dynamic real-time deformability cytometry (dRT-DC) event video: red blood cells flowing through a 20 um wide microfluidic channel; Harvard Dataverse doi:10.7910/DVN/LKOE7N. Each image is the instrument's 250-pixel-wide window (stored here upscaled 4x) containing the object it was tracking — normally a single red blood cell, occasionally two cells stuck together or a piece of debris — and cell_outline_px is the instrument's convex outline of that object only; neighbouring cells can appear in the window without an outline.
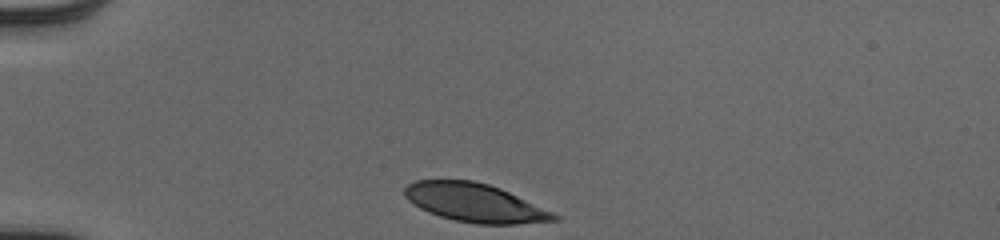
{"species": "human", "species_latin": "Homo sapiens", "temperature_condition": "cold", "stored_images_in_passage": 31, "camera_frame_rate_fps": 3000, "um_per_image_px": 0.085, "donor": {"sex": "male"}, "frame": {"image": 1, "passage_image": 1, "time_ms": 0.0, "image_size_px": [1000, 240], "cell_outline_px": [[560, 220], [516, 224], [476, 224], [456, 220], [440, 216], [428, 212], [420, 208], [408, 200], [404, 196], [404, 188], [408, 184], [416, 180], [472, 180], [488, 184], [500, 188], [552, 212], [560, 216]], "centroid_in_image_um": [40.34, 17.23], "position_along_channel_um": 44.7, "area_um2": 33.29}}
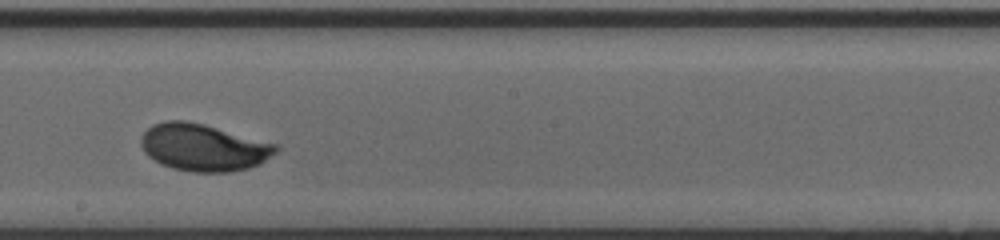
{"frame": {"image": 2, "passage_image": 18, "time_ms": 5.667, "image_size_px": [1000, 240], "cell_outline_px": [[280, 148], [276, 152], [260, 164], [248, 168], [232, 172], [192, 172], [172, 168], [160, 164], [148, 156], [144, 152], [140, 144], [140, 136], [152, 124], [164, 120], [184, 120], [204, 124], [276, 144]], "centroid_in_image_um": [17.25, 12.53], "position_along_channel_um": 230.9, "area_um2": 37.17}}
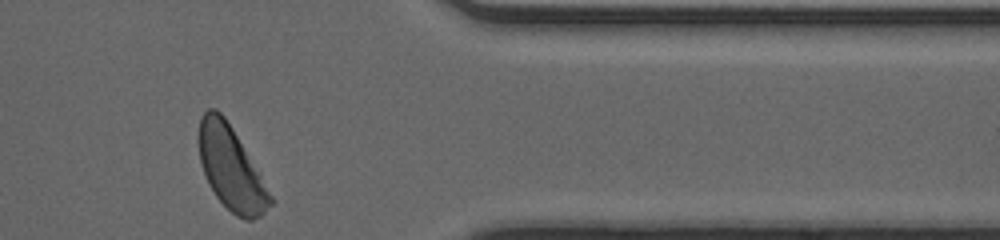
{"frame": {"image": 3, "passage_image": 31, "time_ms": 10.0, "image_size_px": [1000, 240], "cell_outline_px": [[272, 204], [260, 216], [252, 220], [244, 220], [236, 216], [216, 196], [208, 184], [200, 160], [200, 116], [208, 108], [216, 108], [224, 116], [232, 128], [272, 196]], "centroid_in_image_um": [19.63, 14.32], "position_along_channel_um": 391.8, "area_um2": 33.76}, "authors_computed_cell_mechanics": {"area_um2": 35.6626, "velocity_mm_per_s": 4.0083, "shape_relaxation_time_tau1_ms": 1.8149, "shape_relaxation_time_tau2_ms": null, "deformation_change_tau1": 0.1361, "deformation_change_tau2": null}}